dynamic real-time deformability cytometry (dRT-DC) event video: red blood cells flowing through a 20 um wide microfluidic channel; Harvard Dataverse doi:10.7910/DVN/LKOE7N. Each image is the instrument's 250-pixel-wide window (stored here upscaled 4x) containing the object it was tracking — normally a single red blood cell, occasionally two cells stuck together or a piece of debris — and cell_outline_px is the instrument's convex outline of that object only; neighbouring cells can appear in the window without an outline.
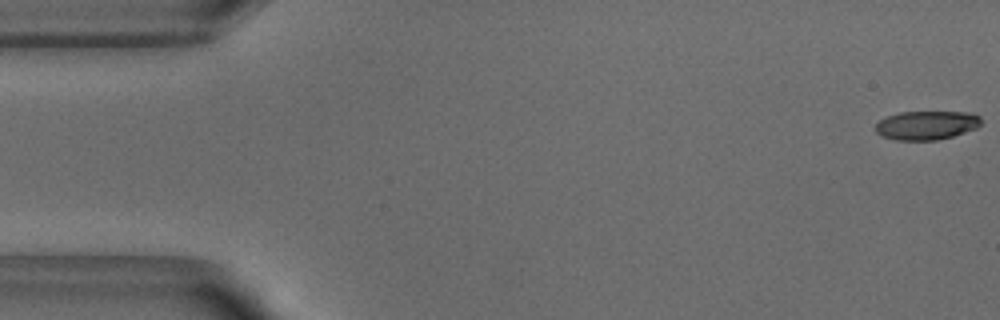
{"species": "common noctule bat (a hibernating species)", "species_latin": "Nyctalus noctula", "temperature_condition": "warm", "stored_images_in_passage": 8, "camera_frame_rate_fps": 3000, "um_per_image_px": 0.085, "animal": {"sex": "male", "body_mass_g": 18.8}, "frame": {"image": 1, "passage_image": 1, "time_ms": 0.0, "image_size_px": [1000, 320], "cell_outline_px": [[980, 124], [976, 128], [952, 136], [936, 140], [896, 140], [884, 136], [876, 132], [876, 124], [880, 120], [888, 116], [900, 112], [972, 112], [980, 116]], "centroid_in_image_um": [78.77, 10.64], "position_along_channel_um": 6.2, "area_um2": 17.57}}